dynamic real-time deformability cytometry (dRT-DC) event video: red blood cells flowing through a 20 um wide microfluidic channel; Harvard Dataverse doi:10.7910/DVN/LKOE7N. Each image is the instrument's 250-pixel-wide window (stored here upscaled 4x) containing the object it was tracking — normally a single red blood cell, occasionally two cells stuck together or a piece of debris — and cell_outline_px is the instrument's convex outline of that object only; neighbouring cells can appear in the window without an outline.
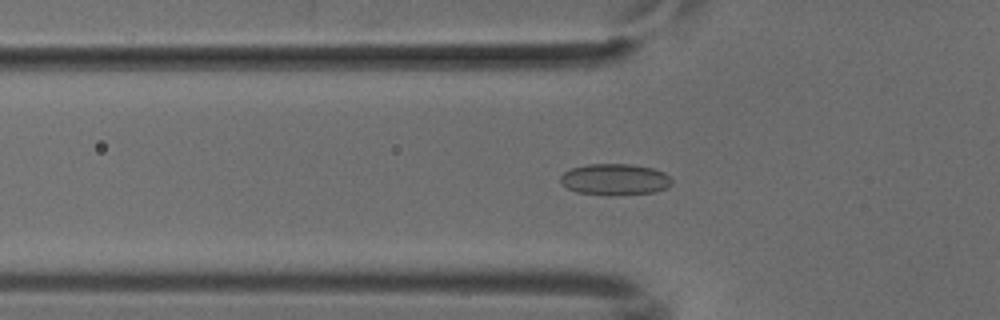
{"species": "common noctule bat (a hibernating species)", "species_latin": "Nyctalus noctula", "temperature_condition": "cold", "stored_images_in_passage": 22, "camera_frame_rate_fps": 3000, "um_per_image_px": 0.085, "animal": {"sex": "male", "body_mass_g": 18.8}, "frame": {"image": 1, "passage_image": 14, "time_ms": 4.333, "image_size_px": [1000, 320], "cell_outline_px": [[672, 184], [668, 188], [656, 192], [612, 196], [604, 196], [576, 192], [568, 188], [560, 180], [560, 176], [564, 172], [572, 168], [588, 164], [628, 164], [652, 168], [664, 172], [672, 180]], "centroid_in_image_um": [52.28, 15.27], "position_along_channel_um": 73.5, "area_um2": 20.58}}
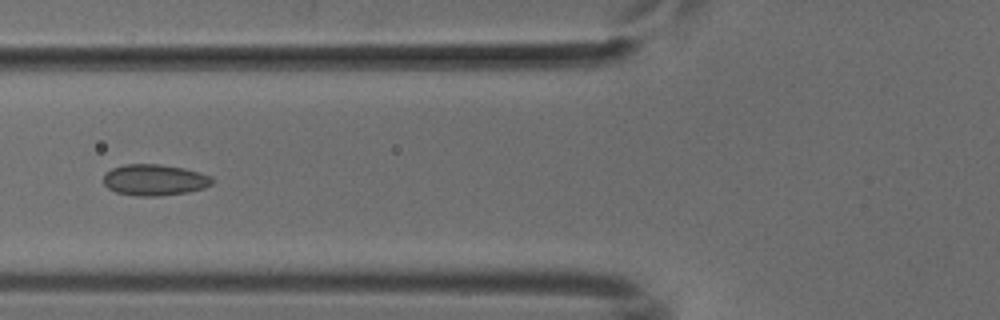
{"frame": {"image": 2, "passage_image": 17, "time_ms": 5.333, "image_size_px": [1000, 320], "cell_outline_px": [[216, 180], [212, 184], [204, 188], [188, 192], [160, 196], [136, 196], [116, 192], [108, 188], [104, 184], [104, 172], [112, 168], [124, 164], [160, 164], [184, 168], [212, 176]], "centroid_in_image_um": [13.15, 15.29], "position_along_channel_um": 112.7, "area_um2": 20.0}}
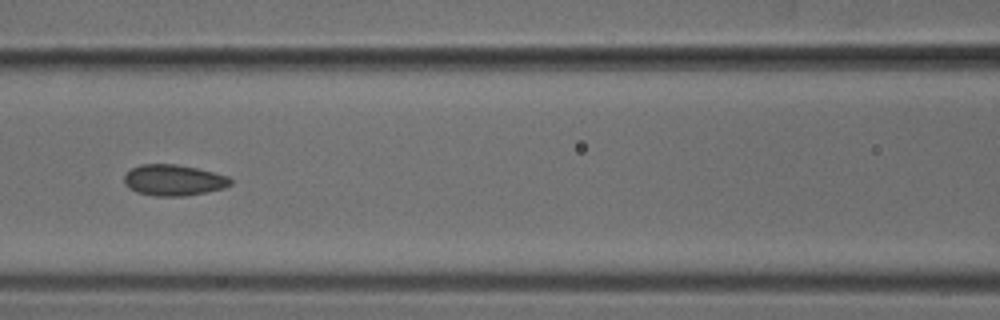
{"frame": {"image": 3, "passage_image": 20, "time_ms": 6.333, "image_size_px": [1000, 320], "cell_outline_px": [[232, 184], [224, 188], [184, 196], [156, 196], [136, 192], [128, 188], [124, 184], [124, 176], [132, 168], [140, 164], [176, 164], [196, 168], [228, 176], [232, 180]], "centroid_in_image_um": [14.74, 15.31], "position_along_channel_um": 151.9, "area_um2": 19.19}}